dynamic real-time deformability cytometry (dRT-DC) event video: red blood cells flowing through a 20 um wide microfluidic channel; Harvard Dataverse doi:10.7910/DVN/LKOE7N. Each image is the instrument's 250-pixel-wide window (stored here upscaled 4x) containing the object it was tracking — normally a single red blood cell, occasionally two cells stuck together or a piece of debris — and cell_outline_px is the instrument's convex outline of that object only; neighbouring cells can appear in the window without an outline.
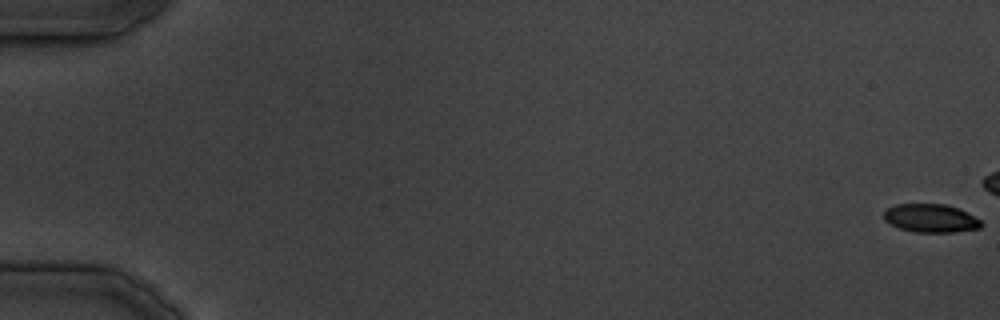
{"species": "common noctule bat (a hibernating species)", "species_latin": "Nyctalus noctula", "temperature_condition": "cold", "stored_images_in_passage": 13, "camera_frame_rate_fps": 3000, "um_per_image_px": 0.085, "animal": {"sex": "male", "body_mass_g": 19.5, "forearm_length_mm": 54.6}, "frame": {"image": 1, "passage_image": 1, "time_ms": 0.0, "image_size_px": [1000, 320], "cell_outline_px": [[984, 224], [980, 228], [956, 232], [916, 232], [900, 228], [884, 220], [884, 208], [896, 204], [944, 204], [960, 208], [968, 212], [980, 220]], "centroid_in_image_um": [79.13, 18.54], "position_along_channel_um": 5.9, "area_um2": 16.24}}